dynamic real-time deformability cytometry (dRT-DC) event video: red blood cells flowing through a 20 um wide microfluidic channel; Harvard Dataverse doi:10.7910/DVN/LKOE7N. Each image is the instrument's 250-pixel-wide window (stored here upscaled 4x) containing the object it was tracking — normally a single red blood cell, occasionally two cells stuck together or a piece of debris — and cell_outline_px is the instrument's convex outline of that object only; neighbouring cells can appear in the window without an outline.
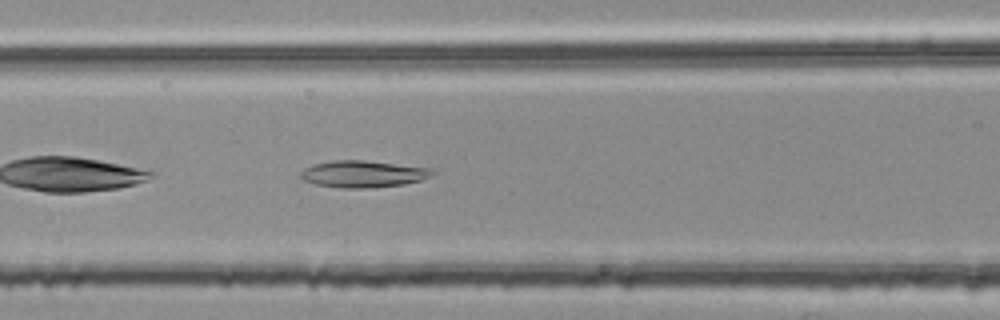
{"species": "common noctule bat (a hibernating species)", "species_latin": "Nyctalus noctula", "temperature_condition": "room temperature", "stored_images_in_passage": 37, "camera_frame_rate_fps": 3000, "um_per_image_px": 0.085, "animal": {"sex": "female", "body_mass_g": 25.1}, "frame": {"image": 1, "passage_image": 7, "time_ms": 2.0, "image_size_px": [1000, 320], "cell_outline_px": [[436, 172], [432, 176], [420, 180], [404, 184], [364, 188], [344, 188], [316, 184], [304, 180], [300, 176], [300, 172], [304, 168], [312, 164], [332, 160], [364, 160], [432, 168]], "centroid_in_image_um": [30.86, 14.77], "position_along_channel_um": 135.7, "area_um2": 20.58}}
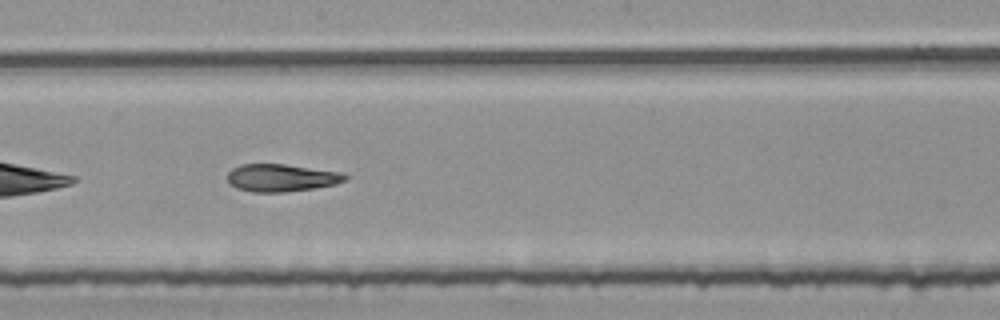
{"frame": {"image": 2, "passage_image": 14, "time_ms": 4.333, "image_size_px": [1000, 320], "cell_outline_px": [[348, 180], [336, 184], [312, 188], [284, 192], [252, 192], [236, 188], [228, 184], [228, 172], [232, 168], [240, 164], [284, 164], [344, 172], [348, 176]], "centroid_in_image_um": [23.93, 15.11], "position_along_channel_um": 224.3, "area_um2": 19.07}}
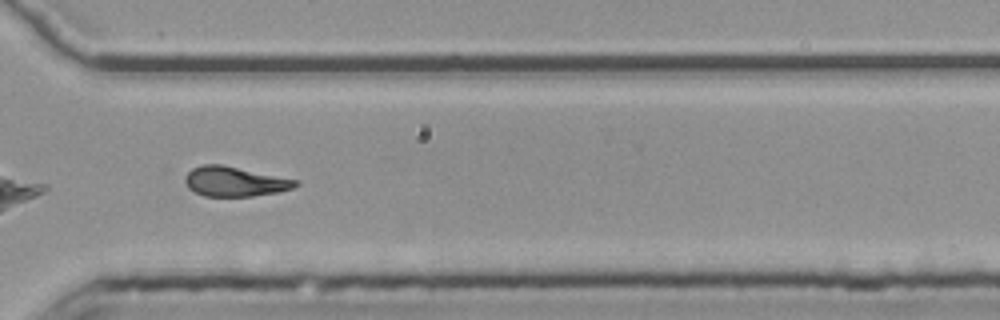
{"frame": {"image": 3, "passage_image": 24, "time_ms": 7.667, "image_size_px": [1000, 320], "cell_outline_px": [[300, 184], [292, 188], [280, 192], [252, 196], [204, 196], [188, 188], [184, 180], [184, 176], [192, 168], [204, 164], [220, 164], [296, 180]], "centroid_in_image_um": [19.92, 15.43], "position_along_channel_um": 350.7, "area_um2": 18.96}, "authors_computed_cell_mechanics": {"area_um2": 19.363, "velocity_mm_per_s": 3.8039, "shape_relaxation_time_tau1_ms": null, "shape_relaxation_time_tau2_ms": 2.9592, "deformation_change_tau1": null, "deformation_change_tau2": 0.1186}}